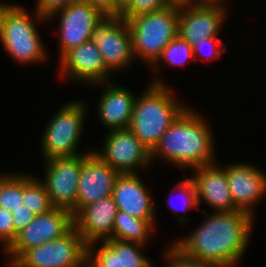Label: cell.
I'll return each instance as SVG.
<instances>
[{
	"instance_id": "obj_13",
	"label": "cell",
	"mask_w": 266,
	"mask_h": 267,
	"mask_svg": "<svg viewBox=\"0 0 266 267\" xmlns=\"http://www.w3.org/2000/svg\"><path fill=\"white\" fill-rule=\"evenodd\" d=\"M120 175L91 148L82 154V168L77 188L76 213L84 206L112 195Z\"/></svg>"
},
{
	"instance_id": "obj_2",
	"label": "cell",
	"mask_w": 266,
	"mask_h": 267,
	"mask_svg": "<svg viewBox=\"0 0 266 267\" xmlns=\"http://www.w3.org/2000/svg\"><path fill=\"white\" fill-rule=\"evenodd\" d=\"M201 115L187 107L151 152L152 162L156 156H160L180 169L182 167L192 170L216 163L214 133L209 122Z\"/></svg>"
},
{
	"instance_id": "obj_22",
	"label": "cell",
	"mask_w": 266,
	"mask_h": 267,
	"mask_svg": "<svg viewBox=\"0 0 266 267\" xmlns=\"http://www.w3.org/2000/svg\"><path fill=\"white\" fill-rule=\"evenodd\" d=\"M156 220H144L118 210L114 220L112 238L119 241L147 244L156 226Z\"/></svg>"
},
{
	"instance_id": "obj_26",
	"label": "cell",
	"mask_w": 266,
	"mask_h": 267,
	"mask_svg": "<svg viewBox=\"0 0 266 267\" xmlns=\"http://www.w3.org/2000/svg\"><path fill=\"white\" fill-rule=\"evenodd\" d=\"M176 189H174L172 192L174 193V191L179 192V194H181V203L183 205V209L181 207L178 208V205H173L174 202H172L173 200H171V198L173 197L172 193L170 194L171 198L170 201H168V208L175 211V212H181L184 210L186 211L187 209H195L198 210L199 209V205H198V199H197V192H196V186L194 181L190 178V177H186L185 180L179 181V183H177V185L175 186ZM178 210V211H177Z\"/></svg>"
},
{
	"instance_id": "obj_29",
	"label": "cell",
	"mask_w": 266,
	"mask_h": 267,
	"mask_svg": "<svg viewBox=\"0 0 266 267\" xmlns=\"http://www.w3.org/2000/svg\"><path fill=\"white\" fill-rule=\"evenodd\" d=\"M166 248V251H164V253H166L164 255L167 257L166 260L169 259L168 262H166L168 263L166 267H217L214 264L187 257L173 244H170V246Z\"/></svg>"
},
{
	"instance_id": "obj_33",
	"label": "cell",
	"mask_w": 266,
	"mask_h": 267,
	"mask_svg": "<svg viewBox=\"0 0 266 267\" xmlns=\"http://www.w3.org/2000/svg\"><path fill=\"white\" fill-rule=\"evenodd\" d=\"M98 9L103 15H117L116 0H83Z\"/></svg>"
},
{
	"instance_id": "obj_31",
	"label": "cell",
	"mask_w": 266,
	"mask_h": 267,
	"mask_svg": "<svg viewBox=\"0 0 266 267\" xmlns=\"http://www.w3.org/2000/svg\"><path fill=\"white\" fill-rule=\"evenodd\" d=\"M35 214L26 206L21 205L18 209L12 212L13 224H14V239L18 232L28 226L30 222L35 218Z\"/></svg>"
},
{
	"instance_id": "obj_4",
	"label": "cell",
	"mask_w": 266,
	"mask_h": 267,
	"mask_svg": "<svg viewBox=\"0 0 266 267\" xmlns=\"http://www.w3.org/2000/svg\"><path fill=\"white\" fill-rule=\"evenodd\" d=\"M179 5L173 4L156 12L126 20L135 59L151 68L164 48L178 36Z\"/></svg>"
},
{
	"instance_id": "obj_10",
	"label": "cell",
	"mask_w": 266,
	"mask_h": 267,
	"mask_svg": "<svg viewBox=\"0 0 266 267\" xmlns=\"http://www.w3.org/2000/svg\"><path fill=\"white\" fill-rule=\"evenodd\" d=\"M59 18V60L71 49L92 40L95 25L104 16L90 3L77 0L60 8L47 17Z\"/></svg>"
},
{
	"instance_id": "obj_14",
	"label": "cell",
	"mask_w": 266,
	"mask_h": 267,
	"mask_svg": "<svg viewBox=\"0 0 266 267\" xmlns=\"http://www.w3.org/2000/svg\"><path fill=\"white\" fill-rule=\"evenodd\" d=\"M58 63L60 76L74 82H84L95 86V84L109 81V76H112L97 45L92 40L68 51Z\"/></svg>"
},
{
	"instance_id": "obj_36",
	"label": "cell",
	"mask_w": 266,
	"mask_h": 267,
	"mask_svg": "<svg viewBox=\"0 0 266 267\" xmlns=\"http://www.w3.org/2000/svg\"><path fill=\"white\" fill-rule=\"evenodd\" d=\"M131 0H116L117 2V15H121L122 10L129 4Z\"/></svg>"
},
{
	"instance_id": "obj_27",
	"label": "cell",
	"mask_w": 266,
	"mask_h": 267,
	"mask_svg": "<svg viewBox=\"0 0 266 267\" xmlns=\"http://www.w3.org/2000/svg\"><path fill=\"white\" fill-rule=\"evenodd\" d=\"M173 5L170 0H131L122 10L121 18L129 20Z\"/></svg>"
},
{
	"instance_id": "obj_6",
	"label": "cell",
	"mask_w": 266,
	"mask_h": 267,
	"mask_svg": "<svg viewBox=\"0 0 266 267\" xmlns=\"http://www.w3.org/2000/svg\"><path fill=\"white\" fill-rule=\"evenodd\" d=\"M87 106L83 101L71 100L63 104L45 126L41 138V152L44 160L55 157H72L91 152L78 151Z\"/></svg>"
},
{
	"instance_id": "obj_28",
	"label": "cell",
	"mask_w": 266,
	"mask_h": 267,
	"mask_svg": "<svg viewBox=\"0 0 266 267\" xmlns=\"http://www.w3.org/2000/svg\"><path fill=\"white\" fill-rule=\"evenodd\" d=\"M223 47H224V44L222 40L219 39V37H208V38L201 39L195 45H193L194 60L201 57L202 58L201 61H203L204 59L202 55L203 56L207 55L206 58L208 60H216V58H219L222 55V53H225L226 47L224 48ZM203 52L204 53L206 52L205 55Z\"/></svg>"
},
{
	"instance_id": "obj_21",
	"label": "cell",
	"mask_w": 266,
	"mask_h": 267,
	"mask_svg": "<svg viewBox=\"0 0 266 267\" xmlns=\"http://www.w3.org/2000/svg\"><path fill=\"white\" fill-rule=\"evenodd\" d=\"M144 248L139 243L115 239L97 241L87 246V258L97 267H153Z\"/></svg>"
},
{
	"instance_id": "obj_32",
	"label": "cell",
	"mask_w": 266,
	"mask_h": 267,
	"mask_svg": "<svg viewBox=\"0 0 266 267\" xmlns=\"http://www.w3.org/2000/svg\"><path fill=\"white\" fill-rule=\"evenodd\" d=\"M77 0H37L35 11L44 17H48L56 10L63 8Z\"/></svg>"
},
{
	"instance_id": "obj_25",
	"label": "cell",
	"mask_w": 266,
	"mask_h": 267,
	"mask_svg": "<svg viewBox=\"0 0 266 267\" xmlns=\"http://www.w3.org/2000/svg\"><path fill=\"white\" fill-rule=\"evenodd\" d=\"M190 59H194L193 46L177 36L164 48L162 55L150 69L153 72L161 69L160 66L163 63L169 66H182L184 63L191 61Z\"/></svg>"
},
{
	"instance_id": "obj_7",
	"label": "cell",
	"mask_w": 266,
	"mask_h": 267,
	"mask_svg": "<svg viewBox=\"0 0 266 267\" xmlns=\"http://www.w3.org/2000/svg\"><path fill=\"white\" fill-rule=\"evenodd\" d=\"M87 245L73 226L65 235L26 250L10 267H80Z\"/></svg>"
},
{
	"instance_id": "obj_19",
	"label": "cell",
	"mask_w": 266,
	"mask_h": 267,
	"mask_svg": "<svg viewBox=\"0 0 266 267\" xmlns=\"http://www.w3.org/2000/svg\"><path fill=\"white\" fill-rule=\"evenodd\" d=\"M148 189L138 173H125L117 177L112 196L118 210L140 219L156 220L155 201Z\"/></svg>"
},
{
	"instance_id": "obj_11",
	"label": "cell",
	"mask_w": 266,
	"mask_h": 267,
	"mask_svg": "<svg viewBox=\"0 0 266 267\" xmlns=\"http://www.w3.org/2000/svg\"><path fill=\"white\" fill-rule=\"evenodd\" d=\"M99 150L94 152L120 174L139 173L152 164L151 152L129 128L108 131Z\"/></svg>"
},
{
	"instance_id": "obj_17",
	"label": "cell",
	"mask_w": 266,
	"mask_h": 267,
	"mask_svg": "<svg viewBox=\"0 0 266 267\" xmlns=\"http://www.w3.org/2000/svg\"><path fill=\"white\" fill-rule=\"evenodd\" d=\"M118 207L113 196L102 198L82 207L74 216V227L88 246L92 242L112 238Z\"/></svg>"
},
{
	"instance_id": "obj_1",
	"label": "cell",
	"mask_w": 266,
	"mask_h": 267,
	"mask_svg": "<svg viewBox=\"0 0 266 267\" xmlns=\"http://www.w3.org/2000/svg\"><path fill=\"white\" fill-rule=\"evenodd\" d=\"M202 212L207 217L201 225L172 244L187 257L217 267L237 266L252 236L254 216L240 210Z\"/></svg>"
},
{
	"instance_id": "obj_34",
	"label": "cell",
	"mask_w": 266,
	"mask_h": 267,
	"mask_svg": "<svg viewBox=\"0 0 266 267\" xmlns=\"http://www.w3.org/2000/svg\"><path fill=\"white\" fill-rule=\"evenodd\" d=\"M226 0H186L183 4L190 6H216V7H227ZM225 2V3H224Z\"/></svg>"
},
{
	"instance_id": "obj_12",
	"label": "cell",
	"mask_w": 266,
	"mask_h": 267,
	"mask_svg": "<svg viewBox=\"0 0 266 267\" xmlns=\"http://www.w3.org/2000/svg\"><path fill=\"white\" fill-rule=\"evenodd\" d=\"M46 186L53 207L70 210L76 214L77 188L82 168V155L55 157L45 160Z\"/></svg>"
},
{
	"instance_id": "obj_37",
	"label": "cell",
	"mask_w": 266,
	"mask_h": 267,
	"mask_svg": "<svg viewBox=\"0 0 266 267\" xmlns=\"http://www.w3.org/2000/svg\"><path fill=\"white\" fill-rule=\"evenodd\" d=\"M80 267H97L96 265H94L88 258H86Z\"/></svg>"
},
{
	"instance_id": "obj_5",
	"label": "cell",
	"mask_w": 266,
	"mask_h": 267,
	"mask_svg": "<svg viewBox=\"0 0 266 267\" xmlns=\"http://www.w3.org/2000/svg\"><path fill=\"white\" fill-rule=\"evenodd\" d=\"M28 12L24 7L16 5L6 17L0 37V43L9 56L23 65L48 60L46 47L36 26L37 22L44 23L48 20L36 11L32 15L34 18Z\"/></svg>"
},
{
	"instance_id": "obj_35",
	"label": "cell",
	"mask_w": 266,
	"mask_h": 267,
	"mask_svg": "<svg viewBox=\"0 0 266 267\" xmlns=\"http://www.w3.org/2000/svg\"><path fill=\"white\" fill-rule=\"evenodd\" d=\"M1 1V0H0ZM17 4H7L0 2V37L3 32V27L5 25L6 17L8 16L9 12L16 6Z\"/></svg>"
},
{
	"instance_id": "obj_3",
	"label": "cell",
	"mask_w": 266,
	"mask_h": 267,
	"mask_svg": "<svg viewBox=\"0 0 266 267\" xmlns=\"http://www.w3.org/2000/svg\"><path fill=\"white\" fill-rule=\"evenodd\" d=\"M174 96L169 85L162 79L155 78L146 90L136 97L128 128L150 152L187 108Z\"/></svg>"
},
{
	"instance_id": "obj_24",
	"label": "cell",
	"mask_w": 266,
	"mask_h": 267,
	"mask_svg": "<svg viewBox=\"0 0 266 267\" xmlns=\"http://www.w3.org/2000/svg\"><path fill=\"white\" fill-rule=\"evenodd\" d=\"M23 205V173L0 175V207L13 212Z\"/></svg>"
},
{
	"instance_id": "obj_9",
	"label": "cell",
	"mask_w": 266,
	"mask_h": 267,
	"mask_svg": "<svg viewBox=\"0 0 266 267\" xmlns=\"http://www.w3.org/2000/svg\"><path fill=\"white\" fill-rule=\"evenodd\" d=\"M73 226V214L64 208L54 207L45 214L36 215L4 251L7 258L10 256L8 265L11 266L26 250L65 235Z\"/></svg>"
},
{
	"instance_id": "obj_15",
	"label": "cell",
	"mask_w": 266,
	"mask_h": 267,
	"mask_svg": "<svg viewBox=\"0 0 266 267\" xmlns=\"http://www.w3.org/2000/svg\"><path fill=\"white\" fill-rule=\"evenodd\" d=\"M258 168L247 162L226 165L227 182L234 205L252 216L253 207L266 195V173Z\"/></svg>"
},
{
	"instance_id": "obj_18",
	"label": "cell",
	"mask_w": 266,
	"mask_h": 267,
	"mask_svg": "<svg viewBox=\"0 0 266 267\" xmlns=\"http://www.w3.org/2000/svg\"><path fill=\"white\" fill-rule=\"evenodd\" d=\"M193 170L195 174H191L190 178L196 186L199 207L203 200L214 212L238 210L228 187L226 166L219 167L212 163Z\"/></svg>"
},
{
	"instance_id": "obj_38",
	"label": "cell",
	"mask_w": 266,
	"mask_h": 267,
	"mask_svg": "<svg viewBox=\"0 0 266 267\" xmlns=\"http://www.w3.org/2000/svg\"><path fill=\"white\" fill-rule=\"evenodd\" d=\"M173 4L182 5L186 0H170Z\"/></svg>"
},
{
	"instance_id": "obj_30",
	"label": "cell",
	"mask_w": 266,
	"mask_h": 267,
	"mask_svg": "<svg viewBox=\"0 0 266 267\" xmlns=\"http://www.w3.org/2000/svg\"><path fill=\"white\" fill-rule=\"evenodd\" d=\"M12 212L0 207V242L3 246V252L14 241V224Z\"/></svg>"
},
{
	"instance_id": "obj_8",
	"label": "cell",
	"mask_w": 266,
	"mask_h": 267,
	"mask_svg": "<svg viewBox=\"0 0 266 267\" xmlns=\"http://www.w3.org/2000/svg\"><path fill=\"white\" fill-rule=\"evenodd\" d=\"M92 41L112 73L129 68L136 60L129 26L120 15H104L95 25Z\"/></svg>"
},
{
	"instance_id": "obj_23",
	"label": "cell",
	"mask_w": 266,
	"mask_h": 267,
	"mask_svg": "<svg viewBox=\"0 0 266 267\" xmlns=\"http://www.w3.org/2000/svg\"><path fill=\"white\" fill-rule=\"evenodd\" d=\"M23 205L35 215L45 214L54 208L42 179L23 173Z\"/></svg>"
},
{
	"instance_id": "obj_20",
	"label": "cell",
	"mask_w": 266,
	"mask_h": 267,
	"mask_svg": "<svg viewBox=\"0 0 266 267\" xmlns=\"http://www.w3.org/2000/svg\"><path fill=\"white\" fill-rule=\"evenodd\" d=\"M95 85L103 88L97 104L99 123H102V126L109 131L127 129L137 95L127 87L115 84V82L113 84L107 81Z\"/></svg>"
},
{
	"instance_id": "obj_16",
	"label": "cell",
	"mask_w": 266,
	"mask_h": 267,
	"mask_svg": "<svg viewBox=\"0 0 266 267\" xmlns=\"http://www.w3.org/2000/svg\"><path fill=\"white\" fill-rule=\"evenodd\" d=\"M227 11V7L179 5L178 36L191 46L201 39L218 37Z\"/></svg>"
}]
</instances>
